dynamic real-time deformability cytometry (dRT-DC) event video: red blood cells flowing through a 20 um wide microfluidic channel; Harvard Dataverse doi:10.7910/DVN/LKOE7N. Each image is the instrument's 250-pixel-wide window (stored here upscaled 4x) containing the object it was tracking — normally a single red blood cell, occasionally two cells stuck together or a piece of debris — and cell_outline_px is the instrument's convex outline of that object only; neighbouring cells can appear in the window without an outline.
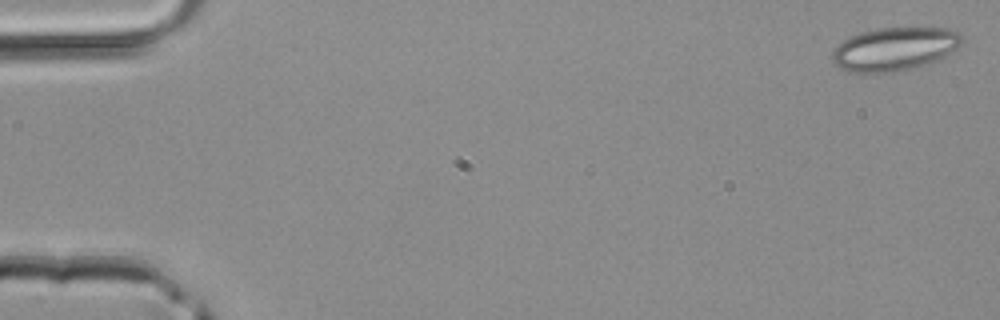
{"species": "common noctule bat (a hibernating species)", "species_latin": "Nyctalus noctula", "temperature_condition": "room temperature", "stored_images_in_passage": 44, "camera_frame_rate_fps": 3000, "um_per_image_px": 0.085, "animal": {"sex": "male", "body_mass_g": 20.4}, "frame": {"image": 1, "passage_image": 1, "time_ms": 0.0, "image_size_px": [1000, 320], "cell_outline_px": [[964, 44], [944, 56], [936, 60], [916, 68], [888, 72], [852, 72], [840, 68], [832, 64], [832, 52], [844, 40], [852, 36], [876, 28], [944, 28], [960, 32], [964, 36]], "centroid_in_image_um": [76.08, 4.16], "position_along_channel_um": 8.9, "area_um2": 32.66}}
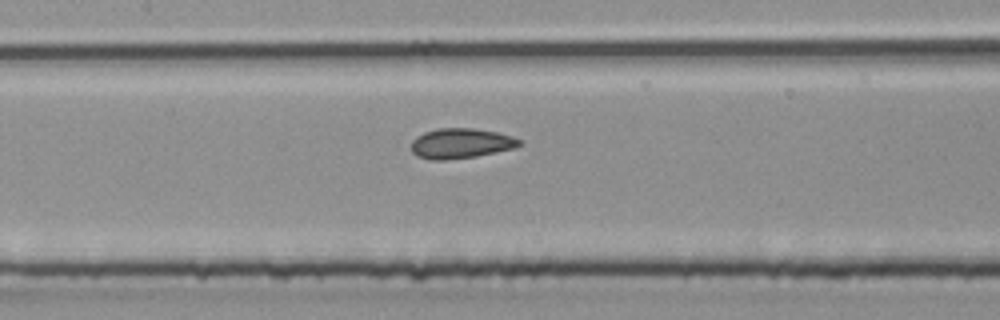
{"frame": {"image": 2, "passage_image": 21, "time_ms": 6.667, "image_size_px": [1000, 320], "cell_outline_px": [[524, 144], [516, 148], [476, 156], [444, 160], [432, 160], [416, 156], [412, 152], [412, 140], [416, 136], [424, 132], [440, 128], [472, 128], [496, 132], [512, 136], [520, 140]], "centroid_in_image_um": [39.18, 12.19], "position_along_channel_um": 168.2, "area_um2": 19.02}}
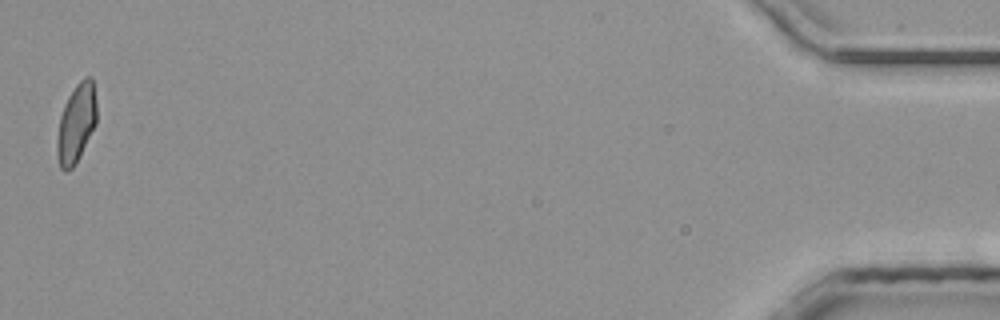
{"frame": {"image": 3, "passage_image": 44, "time_ms": 14.333, "image_size_px": [1000, 320], "cell_outline_px": [[96, 124], [76, 164], [72, 168], [64, 172], [60, 168], [56, 156], [56, 140], [60, 116], [64, 104], [68, 96], [76, 84], [84, 76], [92, 76], [96, 100]], "centroid_in_image_um": [6.47, 10.49], "position_along_channel_um": 428.7, "area_um2": 18.5}}